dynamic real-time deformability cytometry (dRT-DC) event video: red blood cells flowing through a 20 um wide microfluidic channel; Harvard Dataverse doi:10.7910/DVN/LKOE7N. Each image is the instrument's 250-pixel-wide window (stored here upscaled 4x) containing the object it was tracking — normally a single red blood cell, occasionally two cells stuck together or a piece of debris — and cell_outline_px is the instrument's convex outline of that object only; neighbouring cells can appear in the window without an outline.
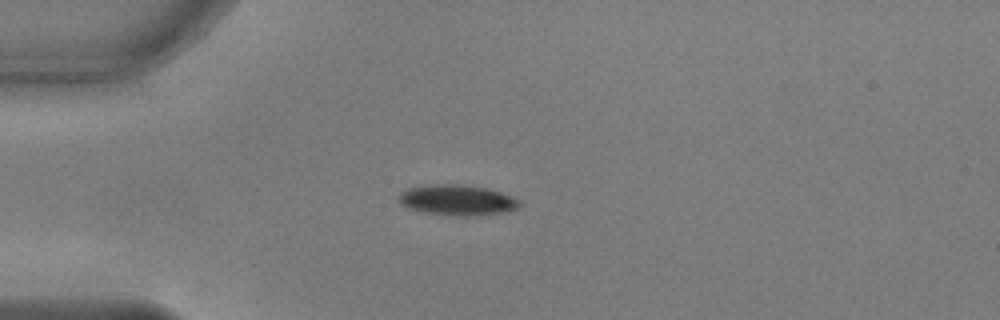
{"species": "common noctule bat (a hibernating species)", "species_latin": "Nyctalus noctula", "temperature_condition": "warm", "stored_images_in_passage": 40, "camera_frame_rate_fps": 3000, "um_per_image_px": 0.085, "animal": {"sex": "male", "body_mass_g": 17.9, "forearm_length_mm": 54.2}, "frame": {"image": 1, "passage_image": 1, "time_ms": 0.0, "image_size_px": [1000, 320], "cell_outline_px": [[524, 204], [508, 212], [476, 216], [456, 216], [424, 212], [408, 208], [400, 204], [396, 200], [400, 192], [408, 188], [424, 184], [460, 184], [488, 188], [512, 196], [520, 200]], "centroid_in_image_um": [38.86, 17.0], "position_along_channel_um": 46.1, "area_um2": 22.02}}
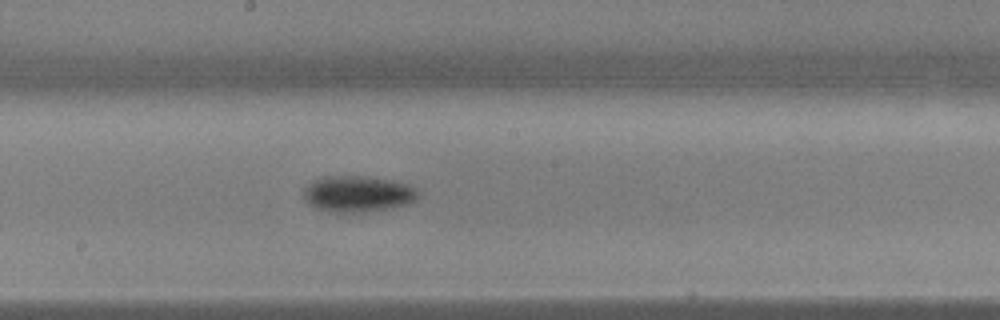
{"frame": {"image": 2, "passage_image": 16, "time_ms": 5.0, "image_size_px": [1000, 320], "cell_outline_px": [[420, 196], [416, 200], [408, 204], [392, 208], [352, 212], [328, 212], [316, 208], [308, 204], [304, 200], [304, 188], [308, 184], [324, 176], [364, 176], [392, 180], [408, 184], [416, 188], [420, 192]], "centroid_in_image_um": [30.43, 16.48], "position_along_channel_um": 217.8, "area_um2": 24.28}}
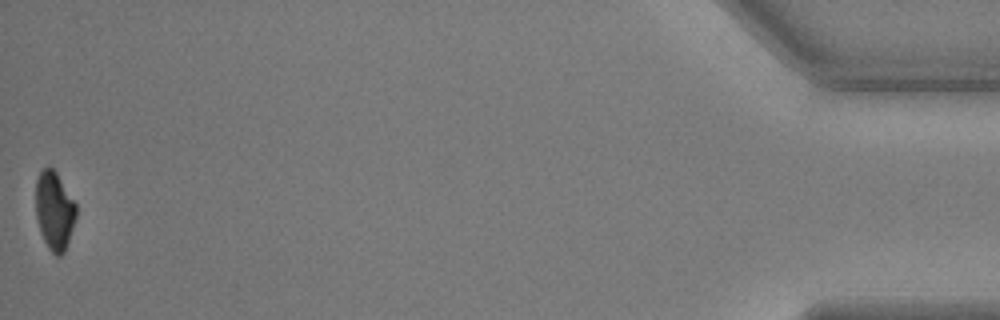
{"frame": {"image": 3, "passage_image": 40, "time_ms": 13.0, "image_size_px": [1000, 320], "cell_outline_px": [[76, 216], [64, 252], [60, 256], [56, 256], [48, 248], [40, 232], [36, 216], [36, 180], [40, 172], [44, 168], [52, 168], [56, 172], [76, 204]], "centroid_in_image_um": [4.61, 17.92], "position_along_channel_um": 430.6, "area_um2": 18.15}, "authors_computed_cell_mechanics": {"area_um2": 21.675, "velocity_mm_per_s": 3.8111, "shape_relaxation_time_tau1_ms": 2.0875, "shape_relaxation_time_tau2_ms": null, "deformation_change_tau1": 0.1317, "deformation_change_tau2": null}}